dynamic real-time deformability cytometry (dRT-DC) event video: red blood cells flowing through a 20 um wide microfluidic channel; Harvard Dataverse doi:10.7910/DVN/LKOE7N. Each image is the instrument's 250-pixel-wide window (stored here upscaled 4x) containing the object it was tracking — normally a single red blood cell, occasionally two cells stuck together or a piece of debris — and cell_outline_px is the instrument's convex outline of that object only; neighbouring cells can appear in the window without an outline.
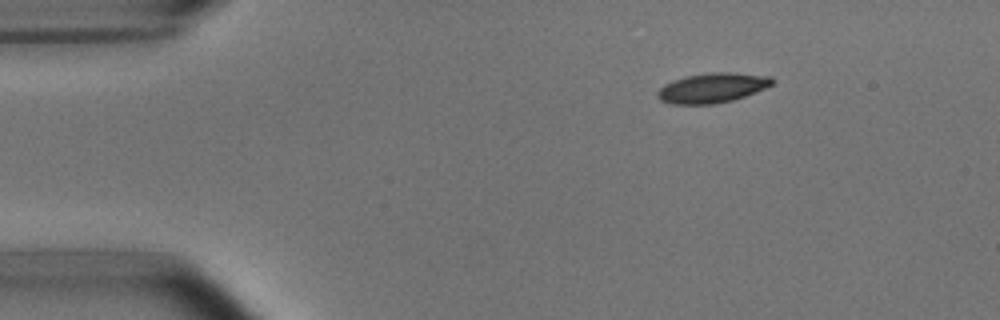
{"species": "common noctule bat (a hibernating species)", "species_latin": "Nyctalus noctula", "temperature_condition": "room temperature", "stored_images_in_passage": 46, "camera_frame_rate_fps": 3000, "um_per_image_px": 0.085, "animal": {"sex": "male", "body_mass_g": 15.6}, "frame": {"image": 1, "passage_image": 1, "time_ms": 0.0, "image_size_px": [1000, 320], "cell_outline_px": [[776, 80], [772, 84], [764, 88], [744, 96], [732, 100], [716, 104], [672, 104], [660, 100], [656, 96], [656, 92], [664, 84], [672, 80], [688, 76], [712, 72], [728, 72], [772, 76]], "centroid_in_image_um": [60.53, 7.47], "position_along_channel_um": 24.5, "area_um2": 19.88}}
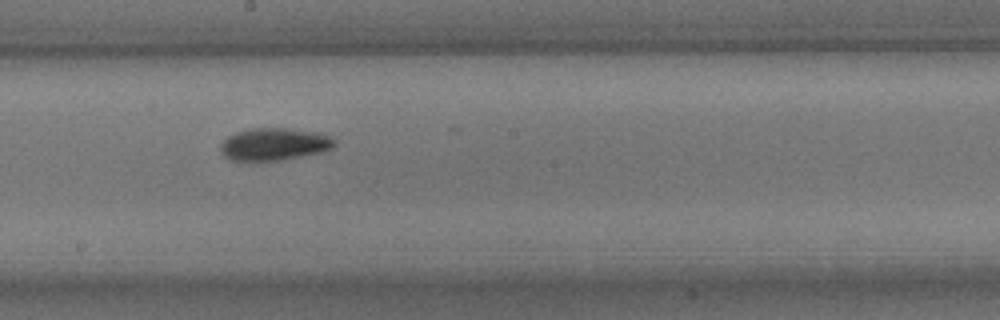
{"frame": {"image": 2, "passage_image": 22, "time_ms": 7.0, "image_size_px": [1000, 320], "cell_outline_px": [[336, 144], [332, 148], [324, 152], [284, 160], [228, 160], [220, 152], [220, 144], [228, 136], [236, 132], [252, 128], [288, 128], [320, 132], [336, 140]], "centroid_in_image_um": [23.33, 12.25], "position_along_channel_um": 224.9, "area_um2": 21.79}}
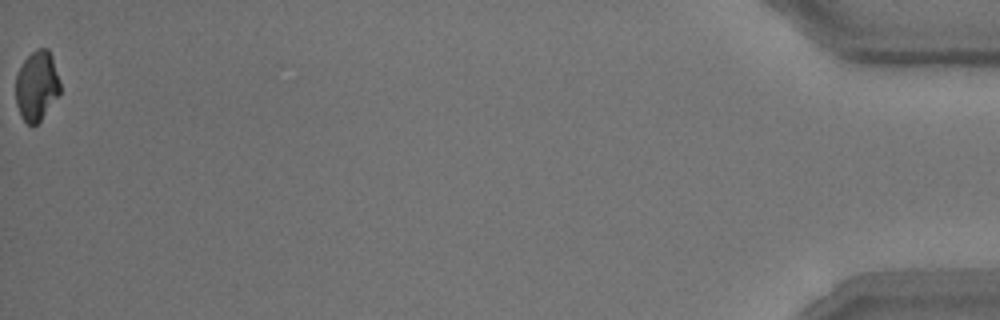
{"frame": {"image": 3, "passage_image": 46, "time_ms": 15.0, "image_size_px": [1000, 320], "cell_outline_px": [[60, 92], [40, 120], [32, 128], [24, 120], [16, 104], [16, 76], [24, 60], [36, 48], [48, 48], [52, 56], [60, 80]], "centroid_in_image_um": [3.13, 7.27], "position_along_channel_um": 432.1, "area_um2": 17.92}, "authors_computed_cell_mechanics": {"area_um2": 20.0855, "velocity_mm_per_s": 3.7906, "shape_relaxation_time_tau1_ms": 2.4241, "shape_relaxation_time_tau2_ms": 4.9706, "deformation_change_tau1": 0.1328, "deformation_change_tau2": 0.1093}}